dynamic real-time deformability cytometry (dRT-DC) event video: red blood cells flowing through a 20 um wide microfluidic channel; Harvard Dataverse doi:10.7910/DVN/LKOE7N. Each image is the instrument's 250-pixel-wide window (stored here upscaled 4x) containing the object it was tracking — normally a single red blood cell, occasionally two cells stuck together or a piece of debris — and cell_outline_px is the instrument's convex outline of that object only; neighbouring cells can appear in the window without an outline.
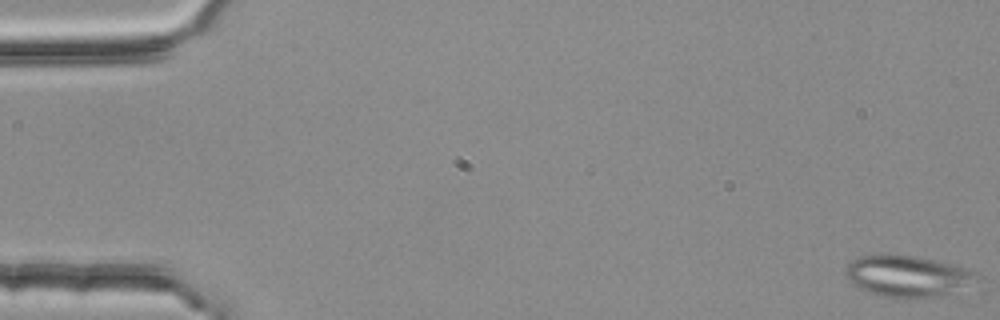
{"species": "common noctule bat (a hibernating species)", "species_latin": "Nyctalus noctula", "temperature_condition": "room temperature", "stored_images_in_passage": 5, "camera_frame_rate_fps": 3000, "um_per_image_px": 0.085, "animal": {"sex": "female", "body_mass_g": 25.1}, "frame": {"image": 1, "passage_image": 1, "time_ms": 0.0, "image_size_px": [1000, 320], "cell_outline_px": [[980, 276], [948, 292], [936, 296], [908, 300], [884, 296], [868, 292], [852, 284], [848, 280], [844, 272], [848, 264], [856, 256], [916, 256], [964, 268], [976, 272]], "centroid_in_image_um": [77.01, 23.49], "position_along_channel_um": 8.0, "area_um2": 30.58}}